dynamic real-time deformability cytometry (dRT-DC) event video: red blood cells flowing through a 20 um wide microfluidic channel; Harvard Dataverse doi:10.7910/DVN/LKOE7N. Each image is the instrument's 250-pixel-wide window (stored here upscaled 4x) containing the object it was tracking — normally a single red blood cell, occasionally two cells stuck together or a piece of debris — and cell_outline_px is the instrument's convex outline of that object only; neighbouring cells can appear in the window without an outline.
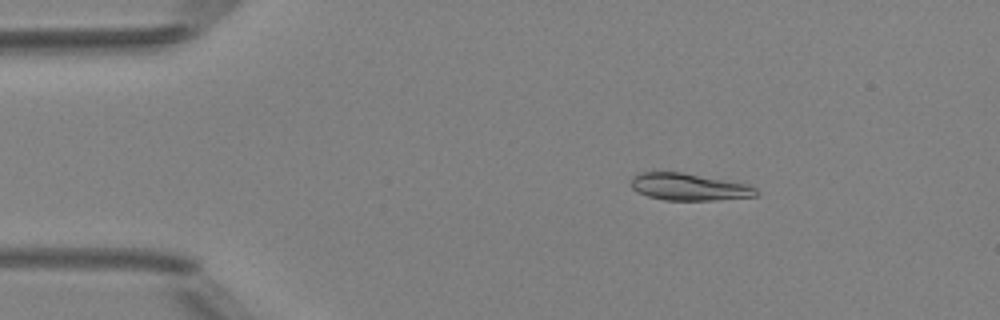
{"species": "Egyptian fruit bat (a non-hibernating species)", "species_latin": "Rousettus aegyptiacus", "temperature_condition": "room temperature", "stored_images_in_passage": 3, "camera_frame_rate_fps": 3000, "um_per_image_px": 0.085, "animal": {"sex": "female"}, "frame": {"image": 1, "passage_image": 2, "time_ms": 1.333, "image_size_px": [1000, 320], "cell_outline_px": [[760, 192], [756, 196], [716, 200], [664, 200], [648, 196], [636, 192], [632, 188], [632, 176], [640, 172], [680, 172], [748, 184], [756, 188]], "centroid_in_image_um": [58.56, 15.89], "position_along_channel_um": 26.4, "area_um2": 19.71}}